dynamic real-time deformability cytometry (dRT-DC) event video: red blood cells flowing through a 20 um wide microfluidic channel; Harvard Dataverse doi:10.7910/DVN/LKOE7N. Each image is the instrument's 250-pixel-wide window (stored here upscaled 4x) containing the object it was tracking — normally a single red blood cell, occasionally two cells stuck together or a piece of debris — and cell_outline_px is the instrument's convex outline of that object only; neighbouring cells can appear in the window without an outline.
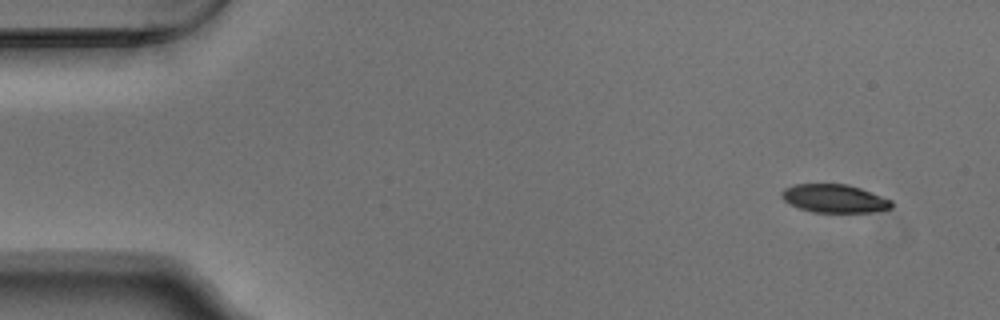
{"species": "Egyptian fruit bat (a non-hibernating species)", "species_latin": "Rousettus aegyptiacus", "temperature_condition": "warm", "stored_images_in_passage": 51, "camera_frame_rate_fps": 3000, "um_per_image_px": 0.085, "animal": {"sex": "male"}, "frame": {"image": 1, "passage_image": 1, "time_ms": 0.0, "image_size_px": [1000, 320], "cell_outline_px": [[892, 208], [876, 212], [812, 212], [788, 204], [780, 196], [780, 192], [784, 188], [792, 184], [848, 184], [860, 188], [892, 200]], "centroid_in_image_um": [70.89, 16.87], "position_along_channel_um": 14.1, "area_um2": 18.26}}
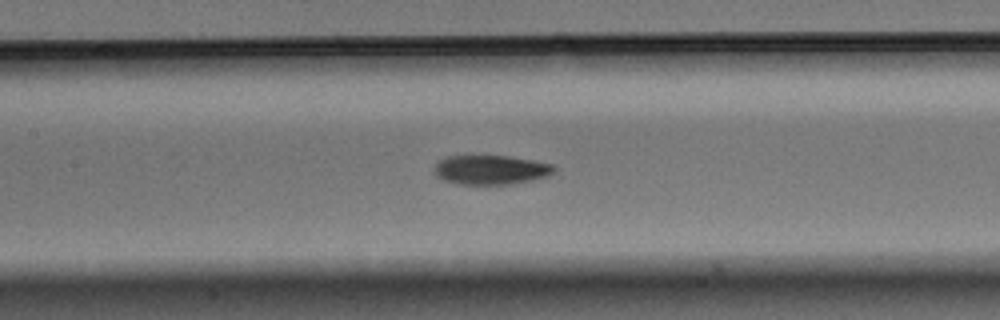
{"frame": {"image": 2, "passage_image": 22, "time_ms": 7.0, "image_size_px": [1000, 320], "cell_outline_px": [[556, 168], [548, 176], [532, 180], [512, 184], [460, 184], [444, 180], [436, 176], [436, 164], [440, 160], [448, 156], [508, 156], [532, 160], [552, 164]], "centroid_in_image_um": [41.74, 14.44], "position_along_channel_um": 165.7, "area_um2": 20.23}}
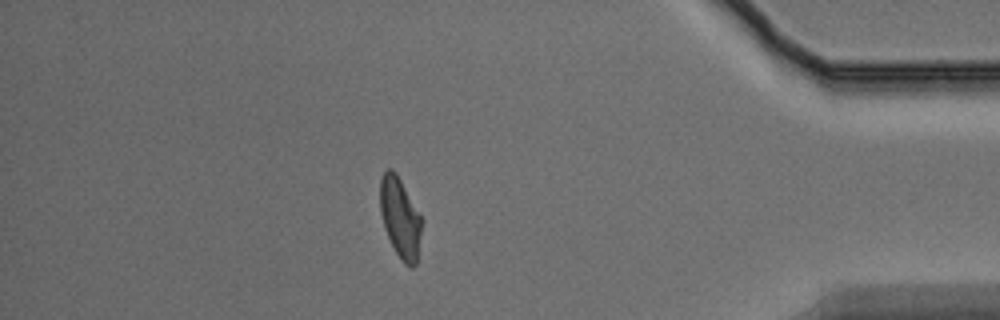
{"frame": {"image": 3, "passage_image": 44, "time_ms": 14.333, "image_size_px": [1000, 320], "cell_outline_px": [[420, 236], [416, 264], [412, 268], [404, 264], [396, 252], [384, 228], [380, 212], [380, 180], [384, 172], [388, 168], [392, 168], [396, 172], [420, 216]], "centroid_in_image_um": [33.98, 18.5], "position_along_channel_um": 401.2, "area_um2": 18.96}, "authors_computed_cell_mechanics": {"area_um2": 20.23, "velocity_mm_per_s": 3.7416, "shape_relaxation_time_tau1_ms": 4.0849, "shape_relaxation_time_tau2_ms": 3.7236, "deformation_change_tau1": 0.1539, "deformation_change_tau2": 0.0938}}